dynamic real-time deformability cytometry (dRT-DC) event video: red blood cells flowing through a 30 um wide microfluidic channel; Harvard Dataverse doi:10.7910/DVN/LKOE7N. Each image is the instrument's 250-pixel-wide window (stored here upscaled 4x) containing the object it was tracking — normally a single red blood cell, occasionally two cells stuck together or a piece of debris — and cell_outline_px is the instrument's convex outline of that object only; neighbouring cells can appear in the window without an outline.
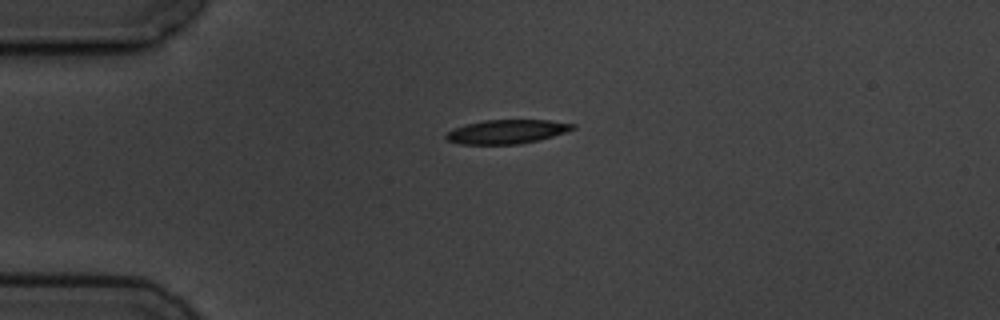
{"species": "common noctule bat (a hibernating species)", "species_latin": "Nyctalus noctula", "temperature_condition": "cold", "stored_images_in_passage": 3, "camera_frame_rate_fps": 3000, "um_per_image_px": 0.085, "animal": {"sex": "male", "body_mass_g": 19.5, "forearm_length_mm": 54.6}, "frame": {"image": 1, "passage_image": 1, "time_ms": 0.0, "image_size_px": [1000, 320], "cell_outline_px": [[576, 128], [540, 140], [520, 144], [460, 144], [448, 140], [444, 136], [448, 132], [456, 128], [468, 124], [484, 120], [548, 120], [576, 124]], "centroid_in_image_um": [43.11, 11.19], "position_along_channel_um": 41.9, "area_um2": 17.51}}
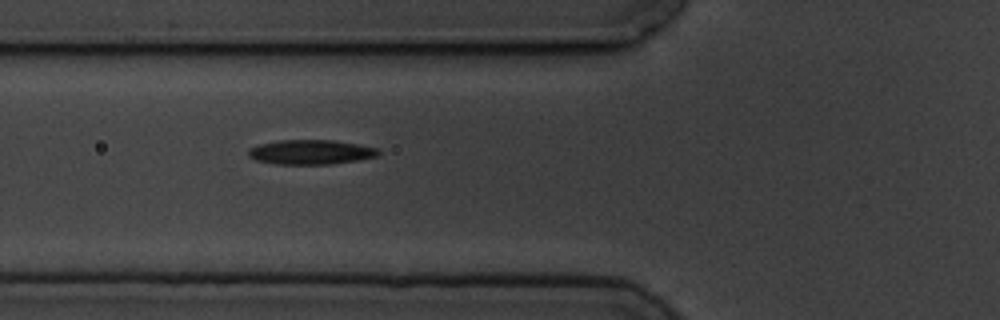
{"frame": {"image": 2, "passage_image": 3, "time_ms": 2.333, "image_size_px": [1000, 320], "cell_outline_px": [[380, 152], [376, 156], [356, 160], [332, 164], [276, 164], [256, 160], [248, 156], [248, 148], [260, 144], [280, 140], [332, 140], [380, 148]], "centroid_in_image_um": [26.4, 12.92], "position_along_channel_um": 99.4, "area_um2": 18.55}}